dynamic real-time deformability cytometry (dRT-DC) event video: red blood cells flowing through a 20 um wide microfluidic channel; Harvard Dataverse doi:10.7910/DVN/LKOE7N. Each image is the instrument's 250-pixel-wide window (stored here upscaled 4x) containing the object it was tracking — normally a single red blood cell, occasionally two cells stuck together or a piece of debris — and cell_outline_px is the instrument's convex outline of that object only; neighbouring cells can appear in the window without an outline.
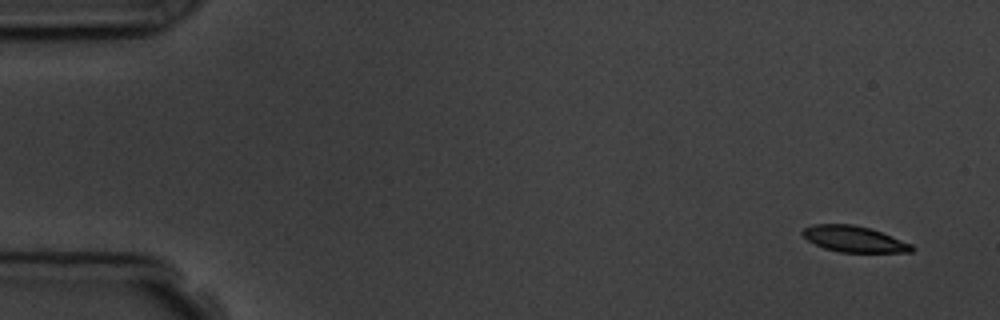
{"species": "common noctule bat (a hibernating species)", "species_latin": "Nyctalus noctula", "temperature_condition": "room temperature", "stored_images_in_passage": 4, "camera_frame_rate_fps": 3000, "um_per_image_px": 0.085, "animal": {"sex": "male", "body_mass_g": 19.5, "forearm_length_mm": 54.6}, "frame": {"image": 1, "passage_image": 1, "time_ms": 0.0, "image_size_px": [1000, 320], "cell_outline_px": [[916, 248], [912, 252], [840, 252], [824, 248], [808, 240], [800, 232], [804, 228], [812, 224], [852, 224], [868, 228], [880, 232], [912, 244]], "centroid_in_image_um": [72.59, 20.32], "position_along_channel_um": 12.4, "area_um2": 16.42}}